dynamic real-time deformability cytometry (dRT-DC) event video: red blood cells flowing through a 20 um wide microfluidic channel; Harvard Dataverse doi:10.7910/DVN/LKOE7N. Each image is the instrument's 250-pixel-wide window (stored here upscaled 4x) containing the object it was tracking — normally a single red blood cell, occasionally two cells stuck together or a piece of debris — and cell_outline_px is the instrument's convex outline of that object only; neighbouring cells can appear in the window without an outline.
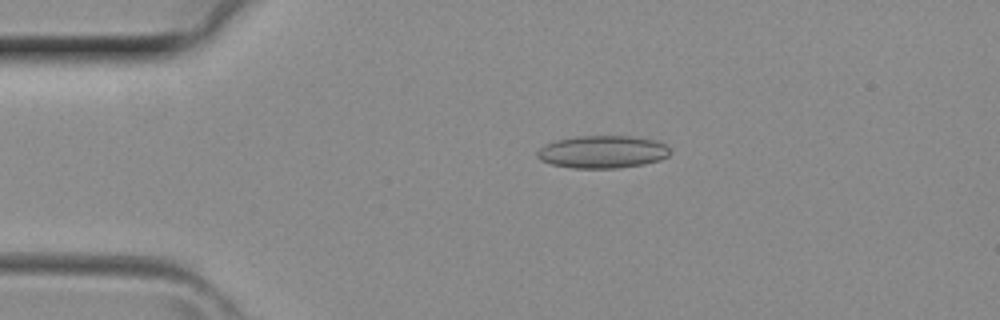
{"species": "common noctule bat (a hibernating species)", "species_latin": "Nyctalus noctula", "temperature_condition": "room temperature", "stored_images_in_passage": 2, "camera_frame_rate_fps": 3000, "um_per_image_px": 0.085, "animal": {"sex": "female", "body_mass_g": 29.2, "forearm_length_mm": 56.3}, "frame": {"image": 1, "passage_image": 1, "time_ms": 0.0, "image_size_px": [1000, 320], "cell_outline_px": [[672, 152], [668, 156], [660, 160], [644, 164], [616, 168], [572, 168], [552, 164], [540, 160], [536, 156], [536, 152], [544, 144], [556, 140], [576, 136], [632, 136], [656, 140], [664, 144]], "centroid_in_image_um": [51.21, 12.9], "position_along_channel_um": 33.8, "area_um2": 25.37}}